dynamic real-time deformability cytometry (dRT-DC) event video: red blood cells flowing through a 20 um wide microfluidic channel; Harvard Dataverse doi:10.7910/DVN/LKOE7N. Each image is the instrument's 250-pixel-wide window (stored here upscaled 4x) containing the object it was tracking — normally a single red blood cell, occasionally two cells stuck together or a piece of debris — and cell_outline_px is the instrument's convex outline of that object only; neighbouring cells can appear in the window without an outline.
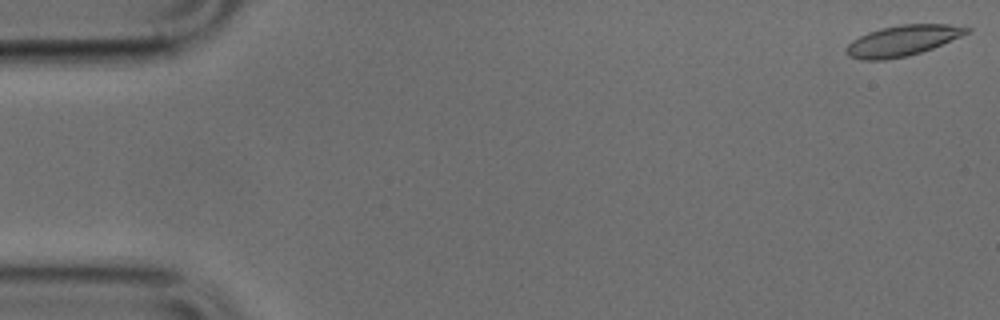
{"species": "common noctule bat (a hibernating species)", "species_latin": "Nyctalus noctula", "temperature_condition": "cold", "stored_images_in_passage": 7, "camera_frame_rate_fps": 3000, "um_per_image_px": 0.085, "animal": {"sex": "male", "body_mass_g": 17.9, "forearm_length_mm": 54.2}, "frame": {"image": 1, "passage_image": 1, "time_ms": 0.0, "image_size_px": [1000, 320], "cell_outline_px": [[972, 32], [932, 48], [908, 56], [884, 60], [860, 60], [848, 56], [844, 48], [852, 40], [868, 32], [880, 28], [900, 24], [948, 24], [972, 28]], "centroid_in_image_um": [76.71, 3.45], "position_along_channel_um": 8.3, "area_um2": 21.68}}